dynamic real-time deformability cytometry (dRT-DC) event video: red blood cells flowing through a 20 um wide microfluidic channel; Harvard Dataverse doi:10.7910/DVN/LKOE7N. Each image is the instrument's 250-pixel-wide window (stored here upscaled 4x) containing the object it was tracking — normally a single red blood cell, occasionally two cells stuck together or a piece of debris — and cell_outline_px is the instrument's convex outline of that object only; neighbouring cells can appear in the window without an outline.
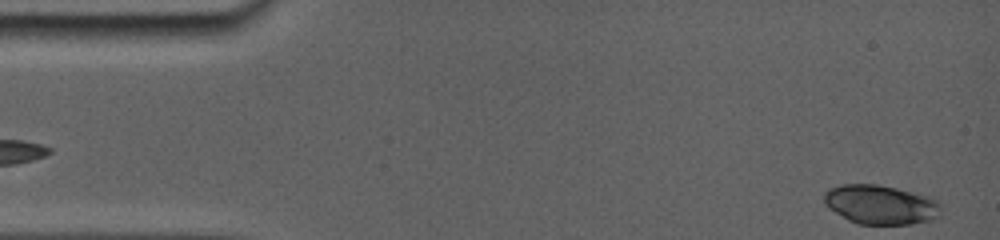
{"species": "common noctule bat (a hibernating species)", "species_latin": "Nyctalus noctula", "temperature_condition": "room temperature", "stored_images_in_passage": 10, "camera_frame_rate_fps": 5000, "um_per_image_px": 0.085, "animal": {"sex": "female", "body_mass_g": 19.0, "forearm_length_mm": 56.7}, "frame": {"image": 1, "passage_image": 1, "time_ms": 0.0, "image_size_px": [1000, 240], "cell_outline_px": [[944, 208], [940, 216], [932, 220], [912, 224], [856, 224], [848, 220], [828, 208], [824, 204], [824, 192], [832, 188], [844, 184], [876, 184], [928, 196], [940, 200], [944, 204]], "centroid_in_image_um": [74.92, 17.41], "position_along_channel_um": 10.1, "area_um2": 27.11}}
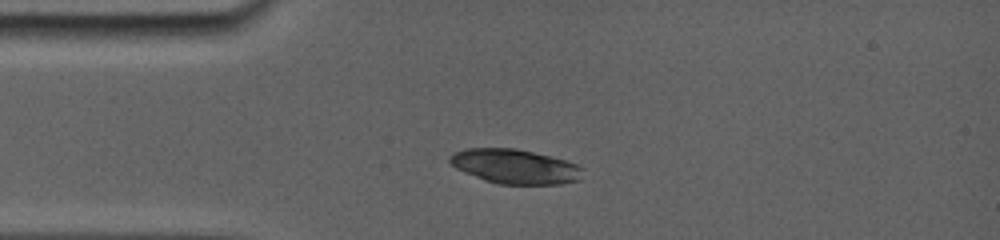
{"frame": {"image": 2, "passage_image": 9, "time_ms": 3.2, "image_size_px": [1000, 240], "cell_outline_px": [[584, 168], [580, 180], [560, 184], [496, 184], [484, 180], [464, 172], [456, 168], [448, 160], [456, 152], [468, 148], [512, 148], [532, 152], [564, 160], [576, 164]], "centroid_in_image_um": [43.79, 14.16], "position_along_channel_um": 41.2, "area_um2": 26.47}}